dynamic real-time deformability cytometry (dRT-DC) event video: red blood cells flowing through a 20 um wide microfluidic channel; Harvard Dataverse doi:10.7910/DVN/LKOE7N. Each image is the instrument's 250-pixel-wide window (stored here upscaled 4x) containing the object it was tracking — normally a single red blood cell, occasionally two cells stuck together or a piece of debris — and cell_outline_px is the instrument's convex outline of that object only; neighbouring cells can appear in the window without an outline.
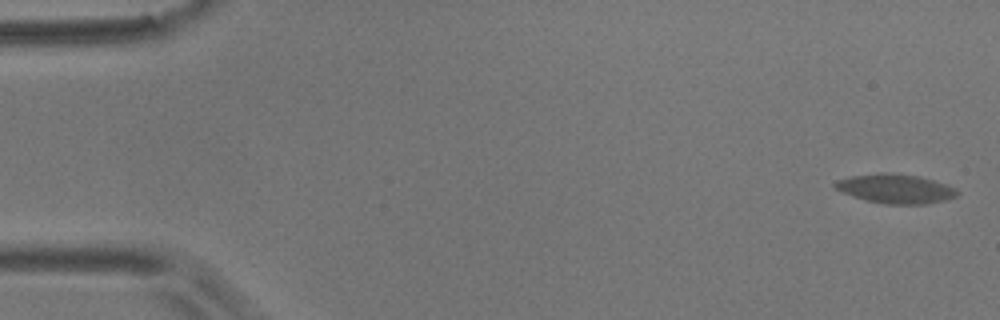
{"species": "common noctule bat (a hibernating species)", "species_latin": "Nyctalus noctula", "temperature_condition": "room temperature", "stored_images_in_passage": 7, "camera_frame_rate_fps": 3000, "um_per_image_px": 0.085, "animal": {"sex": "male", "body_mass_g": 17.9}, "frame": {"image": 1, "passage_image": 1, "time_ms": 0.0, "image_size_px": [1000, 320], "cell_outline_px": [[960, 192], [956, 196], [944, 200], [928, 204], [884, 204], [864, 200], [852, 196], [832, 188], [832, 184], [836, 180], [852, 176], [880, 172], [884, 172], [920, 176], [956, 188]], "centroid_in_image_um": [76.07, 16.04], "position_along_channel_um": 8.9, "area_um2": 20.98}}
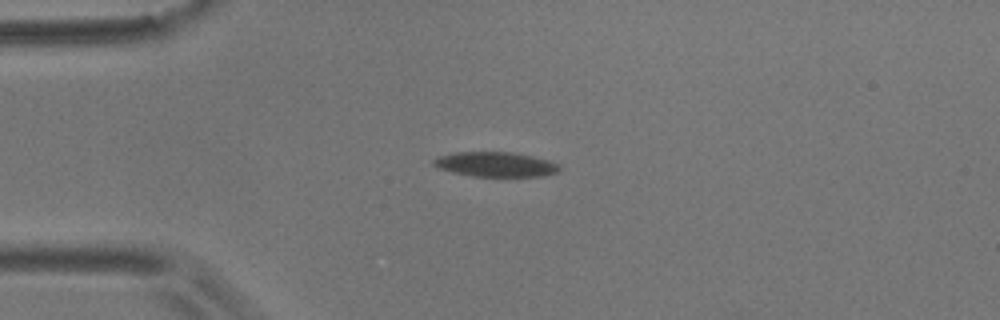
{"frame": {"image": 2, "passage_image": 5, "time_ms": 1.333, "image_size_px": [1000, 320], "cell_outline_px": [[560, 168], [556, 172], [544, 176], [472, 176], [452, 172], [440, 168], [432, 164], [432, 160], [440, 156], [452, 152], [512, 152], [532, 156], [548, 160], [560, 164]], "centroid_in_image_um": [42.12, 13.96], "position_along_channel_um": 42.9, "area_um2": 18.09}}
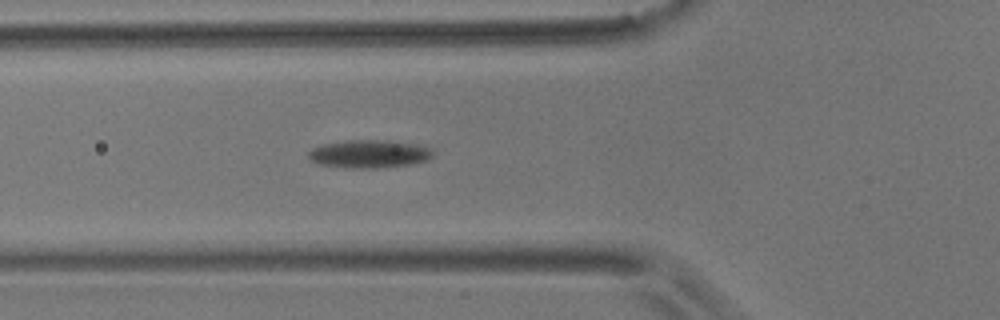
{"frame": {"image": 3, "passage_image": 7, "time_ms": 2.0, "image_size_px": [1000, 320], "cell_outline_px": [[436, 156], [428, 160], [412, 164], [380, 168], [348, 168], [316, 164], [308, 160], [308, 152], [312, 148], [324, 144], [344, 140], [388, 140], [420, 144], [432, 148]], "centroid_in_image_um": [31.42, 13.08], "position_along_channel_um": 94.4, "area_um2": 20.92}}